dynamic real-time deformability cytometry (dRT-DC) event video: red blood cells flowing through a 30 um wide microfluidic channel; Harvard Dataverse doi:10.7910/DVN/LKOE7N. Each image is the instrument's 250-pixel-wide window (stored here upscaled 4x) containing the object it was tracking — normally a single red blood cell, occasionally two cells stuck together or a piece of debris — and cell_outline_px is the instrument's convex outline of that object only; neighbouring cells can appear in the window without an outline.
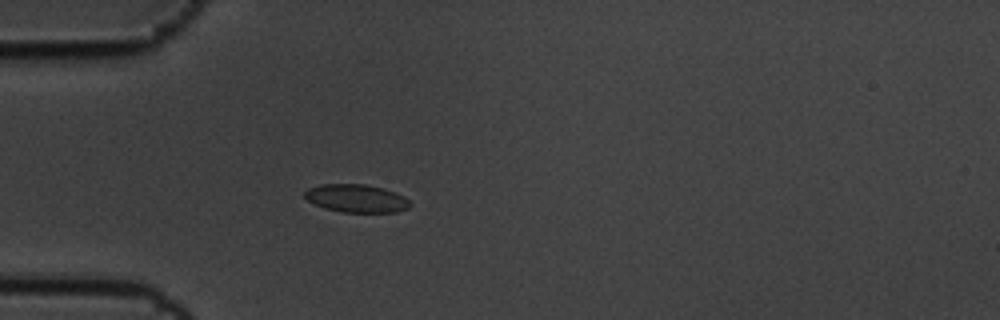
{"species": "common noctule bat (a hibernating species)", "species_latin": "Nyctalus noctula", "temperature_condition": "cold", "stored_images_in_passage": 5, "camera_frame_rate_fps": 3000, "um_per_image_px": 0.085, "animal": {"sex": "male", "body_mass_g": 19.5, "forearm_length_mm": 54.6}, "frame": {"image": 1, "passage_image": 5, "time_ms": 1.333, "image_size_px": [1000, 320], "cell_outline_px": [[412, 204], [408, 208], [396, 212], [344, 212], [324, 208], [308, 200], [304, 196], [304, 192], [308, 188], [320, 184], [364, 184], [384, 188], [396, 192], [404, 196]], "centroid_in_image_um": [30.31, 16.85], "position_along_channel_um": 54.7, "area_um2": 17.22}}